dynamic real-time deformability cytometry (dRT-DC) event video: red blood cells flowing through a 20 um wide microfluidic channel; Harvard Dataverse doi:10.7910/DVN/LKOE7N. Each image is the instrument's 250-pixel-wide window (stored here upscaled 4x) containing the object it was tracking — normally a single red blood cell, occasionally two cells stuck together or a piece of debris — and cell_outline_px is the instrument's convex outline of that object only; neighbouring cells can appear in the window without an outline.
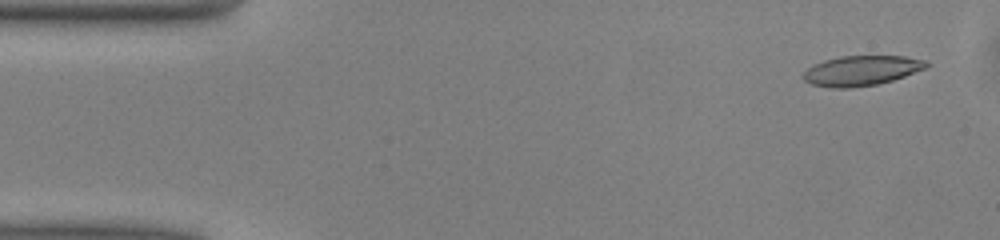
{"species": "common noctule bat (a hibernating species)", "species_latin": "Nyctalus noctula", "temperature_condition": "warm", "stored_images_in_passage": 50, "camera_frame_rate_fps": 3000, "um_per_image_px": 0.085, "animal": {"sex": "male", "body_mass_g": 13.0, "forearm_length_mm": 53.1}, "frame": {"image": 1, "passage_image": 3, "time_ms": 0.667, "image_size_px": [1000, 240], "cell_outline_px": [[928, 64], [924, 68], [904, 76], [892, 80], [876, 84], [848, 88], [832, 88], [812, 84], [804, 80], [800, 76], [812, 64], [824, 60], [840, 56], [904, 56], [924, 60]], "centroid_in_image_um": [73.14, 6.0], "position_along_channel_um": 11.9, "area_um2": 21.33}}
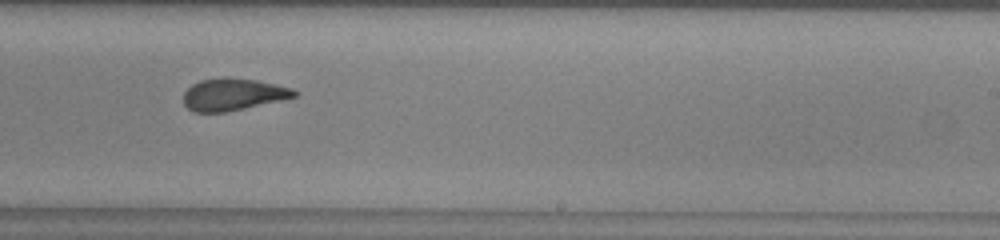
{"frame": {"image": 2, "passage_image": 30, "time_ms": 9.667, "image_size_px": [1000, 240], "cell_outline_px": [[300, 92], [296, 96], [280, 100], [224, 112], [192, 112], [184, 104], [184, 92], [192, 84], [200, 80], [224, 76], [228, 76], [256, 80], [292, 88]], "centroid_in_image_um": [19.78, 8.0], "position_along_channel_um": 269.2, "area_um2": 20.69}}
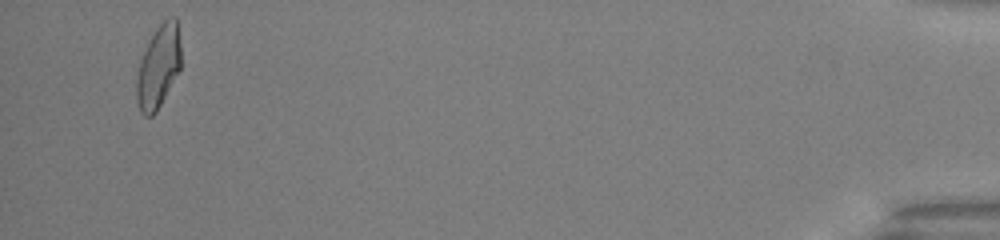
{"frame": {"image": 3, "passage_image": 48, "time_ms": 15.667, "image_size_px": [1000, 240], "cell_outline_px": [[180, 68], [156, 112], [152, 116], [144, 116], [140, 112], [136, 100], [136, 76], [140, 60], [156, 28], [168, 16], [176, 16], [180, 44]], "centroid_in_image_um": [13.45, 5.68], "position_along_channel_um": 421.8, "area_um2": 21.21}, "authors_computed_cell_mechanics": {"area_um2": 21.7328, "velocity_mm_per_s": 4.0722, "shape_relaxation_time_tau1_ms": 5.476, "shape_relaxation_time_tau2_ms": 0.9398, "deformation_change_tau1": 0.1904, "deformation_change_tau2": 0.0898}}